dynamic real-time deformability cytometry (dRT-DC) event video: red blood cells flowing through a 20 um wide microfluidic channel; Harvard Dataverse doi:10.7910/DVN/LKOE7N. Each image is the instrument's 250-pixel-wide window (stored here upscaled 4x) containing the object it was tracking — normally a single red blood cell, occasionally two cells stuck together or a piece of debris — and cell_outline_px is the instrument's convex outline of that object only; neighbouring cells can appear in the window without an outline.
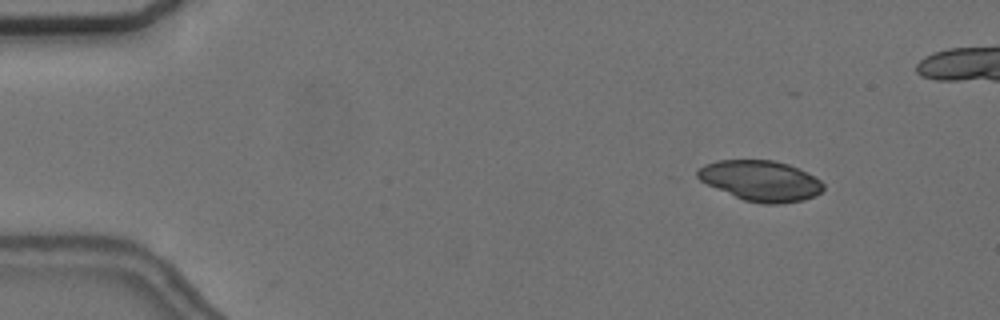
{"species": "common noctule bat (a hibernating species)", "species_latin": "Nyctalus noctula", "temperature_condition": "cold", "stored_images_in_passage": 29, "camera_frame_rate_fps": 3000, "um_per_image_px": 0.085, "animal": {"sex": "female", "body_mass_g": 24.6, "forearm_length_mm": 56.2}, "frame": {"image": 1, "passage_image": 1, "time_ms": 0.0, "image_size_px": [1000, 320], "cell_outline_px": [[824, 188], [816, 196], [804, 200], [780, 204], [760, 204], [744, 200], [708, 184], [700, 180], [696, 176], [696, 172], [704, 164], [716, 160], [772, 160], [788, 164], [820, 180], [824, 184]], "centroid_in_image_um": [64.65, 15.37], "position_along_channel_um": 20.3, "area_um2": 29.48}}